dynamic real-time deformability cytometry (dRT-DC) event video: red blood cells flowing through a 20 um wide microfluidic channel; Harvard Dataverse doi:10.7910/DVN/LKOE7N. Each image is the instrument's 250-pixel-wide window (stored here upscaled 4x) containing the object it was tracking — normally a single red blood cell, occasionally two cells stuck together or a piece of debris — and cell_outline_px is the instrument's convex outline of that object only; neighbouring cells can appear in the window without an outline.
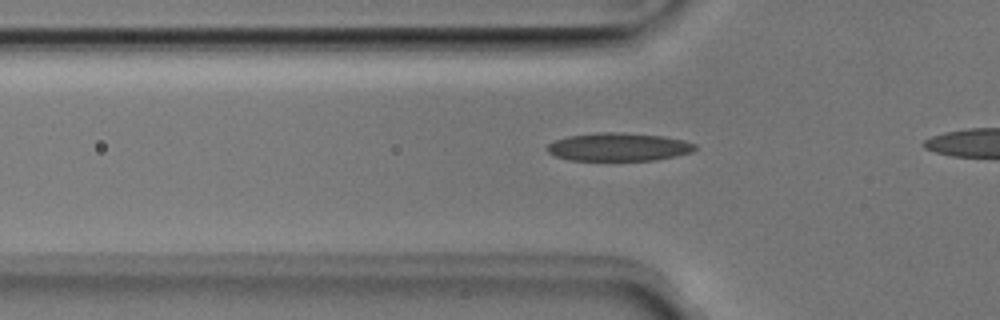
{"species": "Egyptian fruit bat (a non-hibernating species)", "species_latin": "Rousettus aegyptiacus", "temperature_condition": "room temperature", "stored_images_in_passage": 10, "camera_frame_rate_fps": 3000, "um_per_image_px": 0.085, "animal": {"sex": "male"}, "frame": {"image": 1, "passage_image": 4, "time_ms": 1.0, "image_size_px": [1000, 320], "cell_outline_px": [[696, 148], [692, 152], [676, 156], [656, 160], [568, 160], [556, 156], [548, 152], [548, 144], [556, 140], [568, 136], [596, 132], [616, 132], [664, 136], [684, 140], [696, 144]], "centroid_in_image_um": [52.6, 12.49], "position_along_channel_um": 73.2, "area_um2": 24.22}}
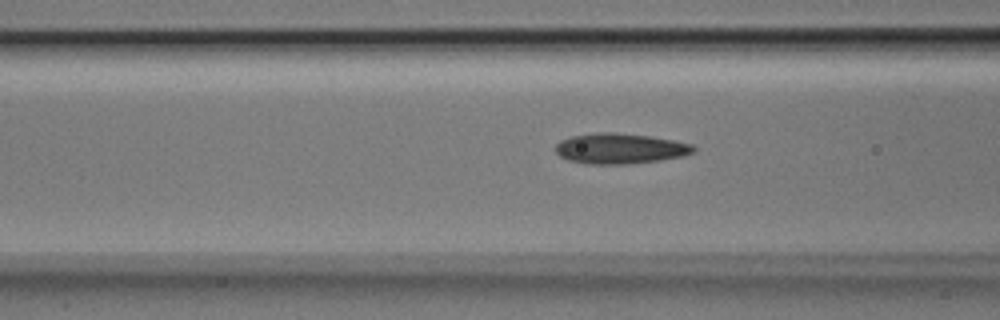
{"frame": {"image": 2, "passage_image": 7, "time_ms": 2.0, "image_size_px": [1000, 320], "cell_outline_px": [[696, 152], [684, 156], [660, 160], [628, 164], [584, 164], [568, 160], [560, 156], [556, 152], [556, 144], [560, 140], [572, 136], [596, 132], [616, 132], [648, 136], [672, 140], [692, 144], [696, 148]], "centroid_in_image_um": [52.7, 12.63], "position_along_channel_um": 113.9, "area_um2": 24.62}}